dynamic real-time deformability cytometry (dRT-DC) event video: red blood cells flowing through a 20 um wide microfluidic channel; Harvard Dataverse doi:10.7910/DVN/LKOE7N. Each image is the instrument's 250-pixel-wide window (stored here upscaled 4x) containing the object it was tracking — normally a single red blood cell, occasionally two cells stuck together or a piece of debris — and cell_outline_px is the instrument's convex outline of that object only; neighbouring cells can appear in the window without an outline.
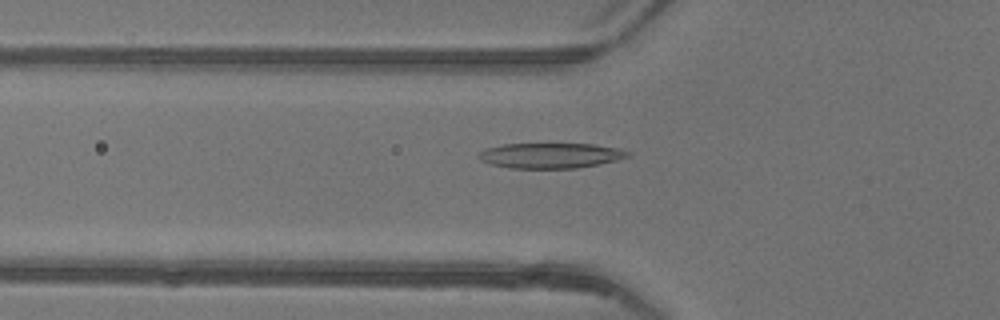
{"species": "common noctule bat (a hibernating species)", "species_latin": "Nyctalus noctula", "temperature_condition": "warm", "stored_images_in_passage": 36, "camera_frame_rate_fps": 3000, "um_per_image_px": 0.085, "animal": {"sex": "female"}, "frame": {"image": 1, "passage_image": 4, "time_ms": 1.0, "image_size_px": [1000, 320], "cell_outline_px": [[632, 152], [628, 156], [616, 160], [600, 164], [576, 168], [512, 168], [492, 164], [480, 160], [476, 156], [480, 152], [488, 148], [504, 144], [592, 144], [620, 148]], "centroid_in_image_um": [46.83, 13.22], "position_along_channel_um": 79.0, "area_um2": 21.85}}
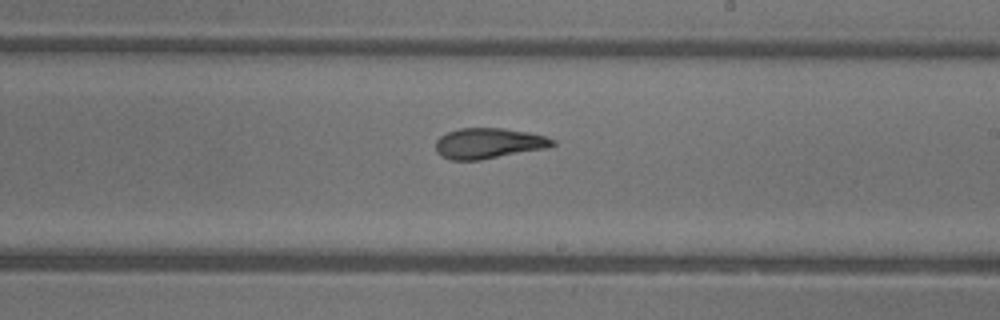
{"frame": {"image": 2, "passage_image": 16, "time_ms": 5.0, "image_size_px": [1000, 320], "cell_outline_px": [[556, 144], [548, 148], [480, 160], [448, 160], [440, 156], [436, 152], [436, 140], [440, 136], [448, 132], [460, 128], [504, 128], [528, 132], [544, 136], [556, 140]], "centroid_in_image_um": [41.52, 12.19], "position_along_channel_um": 247.5, "area_um2": 20.98}}
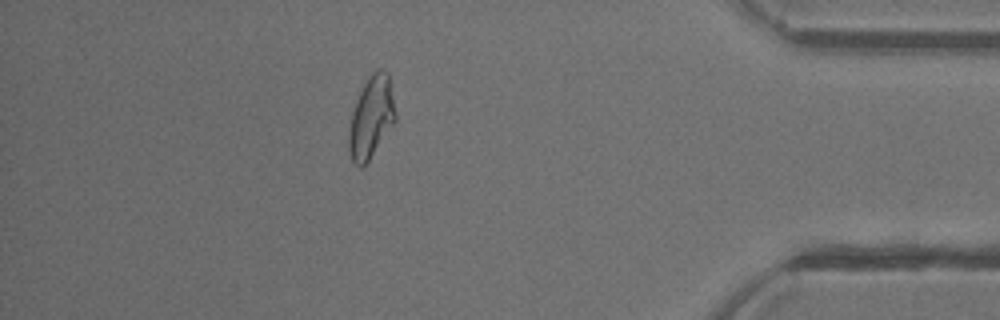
{"frame": {"image": 3, "passage_image": 30, "time_ms": 9.667, "image_size_px": [1000, 320], "cell_outline_px": [[396, 120], [368, 160], [360, 168], [352, 160], [348, 152], [348, 132], [352, 112], [356, 100], [368, 76], [372, 72], [380, 68], [388, 72], [396, 112]], "centroid_in_image_um": [31.55, 9.94], "position_along_channel_um": 403.7, "area_um2": 22.02}, "authors_computed_cell_mechanics": {"area_um2": 21.3282, "velocity_mm_per_s": 4.1874, "shape_relaxation_time_tau1_ms": 5.9033, "shape_relaxation_time_tau2_ms": 1.7294, "deformation_change_tau1": 0.2172, "deformation_change_tau2": 0.0896}}